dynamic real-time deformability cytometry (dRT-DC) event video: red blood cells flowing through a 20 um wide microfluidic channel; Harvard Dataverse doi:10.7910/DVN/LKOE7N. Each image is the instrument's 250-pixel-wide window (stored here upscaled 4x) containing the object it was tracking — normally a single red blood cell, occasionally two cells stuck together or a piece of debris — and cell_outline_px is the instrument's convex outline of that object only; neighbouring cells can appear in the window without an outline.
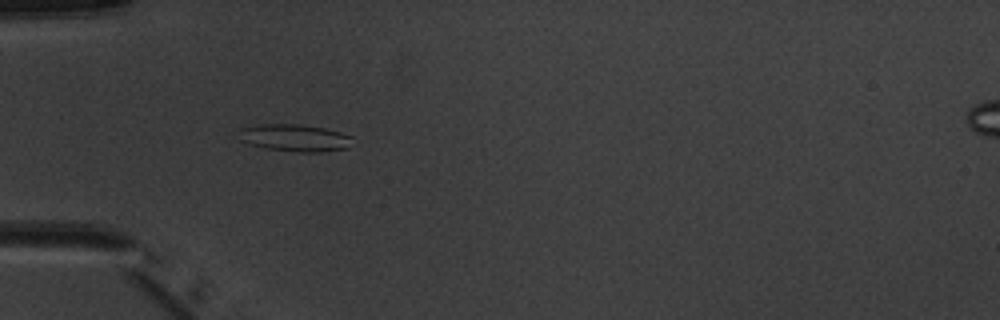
{"species": "common noctule bat (a hibernating species)", "species_latin": "Nyctalus noctula", "temperature_condition": "warm", "stored_images_in_passage": 5, "camera_frame_rate_fps": 3000, "um_per_image_px": 0.085, "animal": {"sex": "male", "body_mass_g": 20.1, "forearm_length_mm": 53.5}, "frame": {"image": 1, "passage_image": 4, "time_ms": 3.667, "image_size_px": [1000, 320], "cell_outline_px": [[352, 136], [348, 148], [320, 152], [296, 152], [264, 148], [248, 144], [240, 140], [240, 128], [260, 124], [300, 124], [324, 128], [340, 132]], "centroid_in_image_um": [25.04, 11.72], "position_along_channel_um": 60.0, "area_um2": 18.03}}
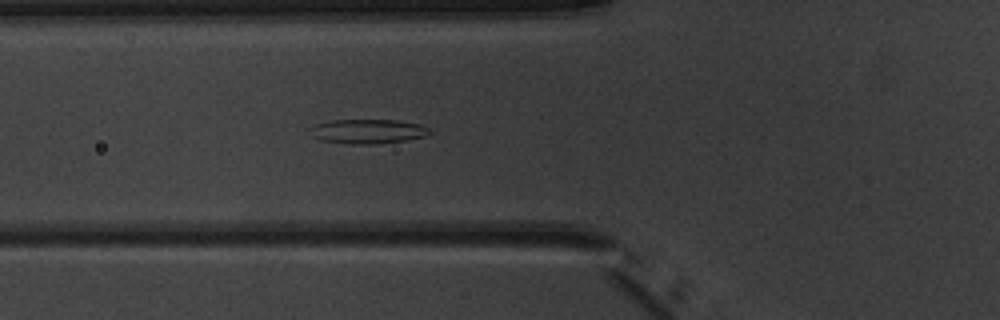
{"frame": {"image": 2, "passage_image": 5, "time_ms": 4.667, "image_size_px": [1000, 320], "cell_outline_px": [[432, 132], [428, 136], [404, 140], [376, 144], [348, 144], [324, 140], [312, 136], [308, 128], [316, 124], [332, 120], [396, 120], [420, 124], [428, 128]], "centroid_in_image_um": [31.28, 11.16], "position_along_channel_um": 94.5, "area_um2": 16.99}}